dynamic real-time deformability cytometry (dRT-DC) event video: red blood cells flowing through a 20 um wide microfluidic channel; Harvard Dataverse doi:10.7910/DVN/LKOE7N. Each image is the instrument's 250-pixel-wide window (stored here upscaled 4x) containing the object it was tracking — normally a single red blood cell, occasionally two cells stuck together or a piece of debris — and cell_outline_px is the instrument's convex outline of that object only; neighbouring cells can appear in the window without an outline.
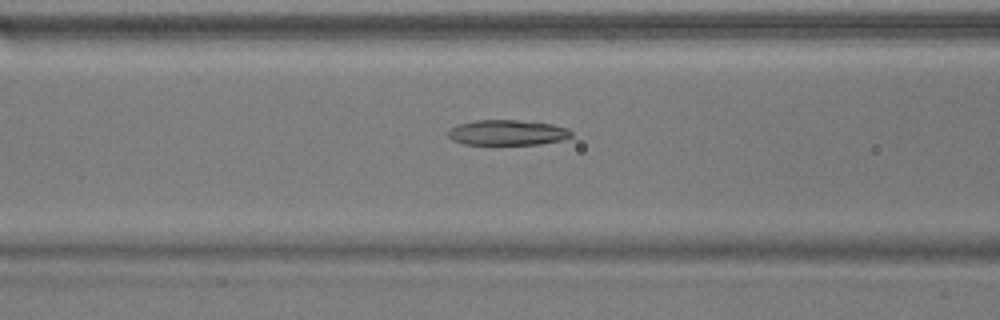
{"species": "common noctule bat (a hibernating species)", "species_latin": "Nyctalus noctula", "temperature_condition": "warm", "stored_images_in_passage": 50, "camera_frame_rate_fps": 3000, "um_per_image_px": 0.085, "animal": {"sex": "male", "body_mass_g": 17.9}, "frame": {"image": 1, "passage_image": 22, "time_ms": 7.0, "image_size_px": [1000, 320], "cell_outline_px": [[572, 136], [564, 140], [540, 144], [464, 144], [452, 140], [448, 136], [448, 132], [452, 128], [460, 124], [476, 120], [516, 120], [552, 124], [568, 128], [572, 132]], "centroid_in_image_um": [43.17, 11.27], "position_along_channel_um": 123.4, "area_um2": 18.09}}
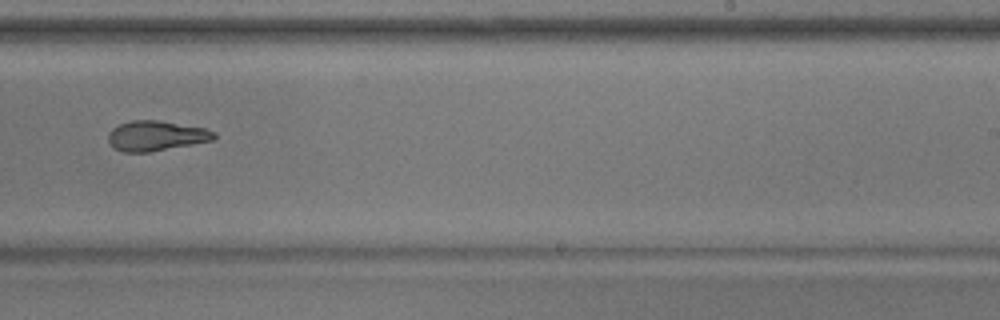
{"frame": {"image": 2, "passage_image": 34, "time_ms": 11.0, "image_size_px": [1000, 320], "cell_outline_px": [[216, 136], [212, 140], [192, 144], [148, 152], [124, 152], [116, 148], [108, 140], [108, 132], [112, 128], [120, 124], [132, 120], [160, 120], [204, 128], [216, 132]], "centroid_in_image_um": [13.26, 11.53], "position_along_channel_um": 275.7, "area_um2": 18.32}}
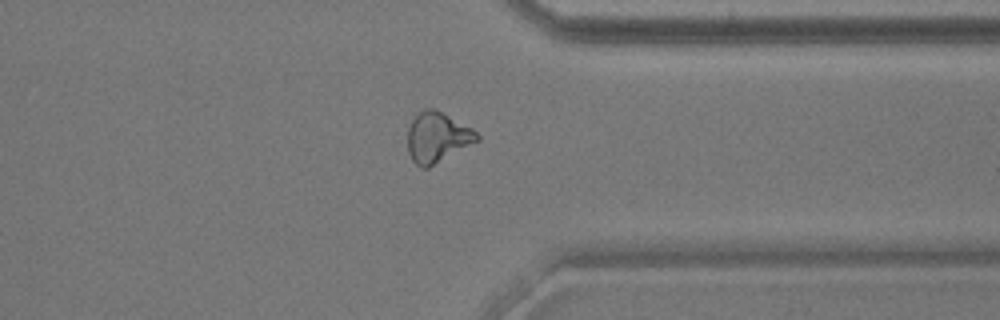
{"frame": {"image": 3, "passage_image": 42, "time_ms": 13.667, "image_size_px": [1000, 320], "cell_outline_px": [[480, 140], [428, 168], [420, 168], [412, 160], [408, 152], [408, 128], [412, 120], [424, 108], [436, 108], [472, 128], [480, 136]], "centroid_in_image_um": [37.18, 11.67], "position_along_channel_um": 374.2, "area_um2": 20.4}}